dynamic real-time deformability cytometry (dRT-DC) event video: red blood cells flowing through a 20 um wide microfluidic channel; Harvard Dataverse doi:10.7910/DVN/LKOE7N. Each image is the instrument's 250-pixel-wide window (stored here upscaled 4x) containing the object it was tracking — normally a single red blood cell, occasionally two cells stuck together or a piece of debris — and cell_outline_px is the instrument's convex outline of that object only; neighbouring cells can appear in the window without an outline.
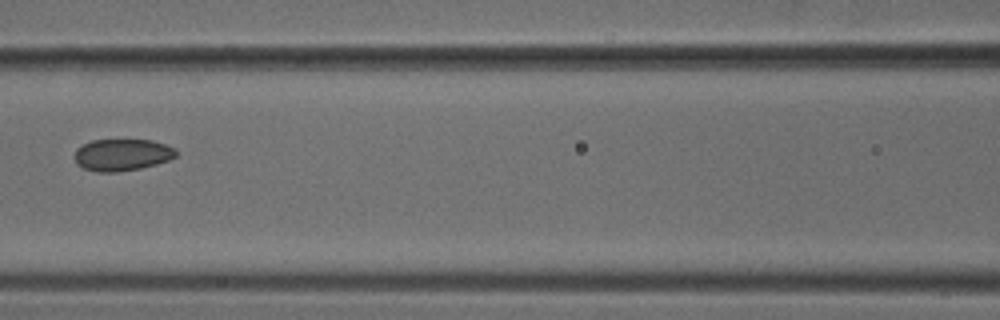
{"species": "common noctule bat (a hibernating species)", "species_latin": "Nyctalus noctula", "temperature_condition": "cold", "stored_images_in_passage": 8, "camera_frame_rate_fps": 3000, "um_per_image_px": 0.085, "animal": {"sex": "male", "body_mass_g": 18.8}, "frame": {"image": 1, "passage_image": 6, "time_ms": 1.667, "image_size_px": [1000, 320], "cell_outline_px": [[176, 156], [168, 160], [156, 164], [140, 168], [116, 172], [96, 172], [84, 168], [76, 164], [76, 148], [92, 140], [152, 140], [176, 148]], "centroid_in_image_um": [10.38, 13.16], "position_along_channel_um": 156.2, "area_um2": 18.73}}
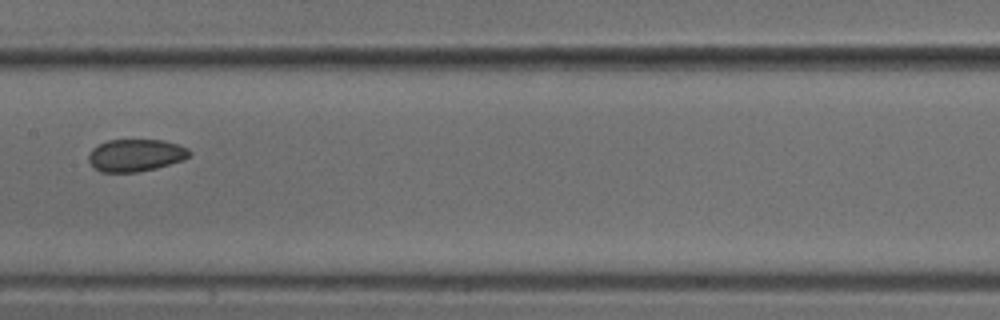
{"frame": {"image": 2, "passage_image": 7, "time_ms": 2.0, "image_size_px": [1000, 320], "cell_outline_px": [[192, 152], [184, 160], [156, 168], [136, 172], [100, 172], [88, 160], [88, 156], [92, 148], [108, 140], [164, 140], [188, 148]], "centroid_in_image_um": [11.54, 13.19], "position_along_channel_um": 195.9, "area_um2": 18.9}}
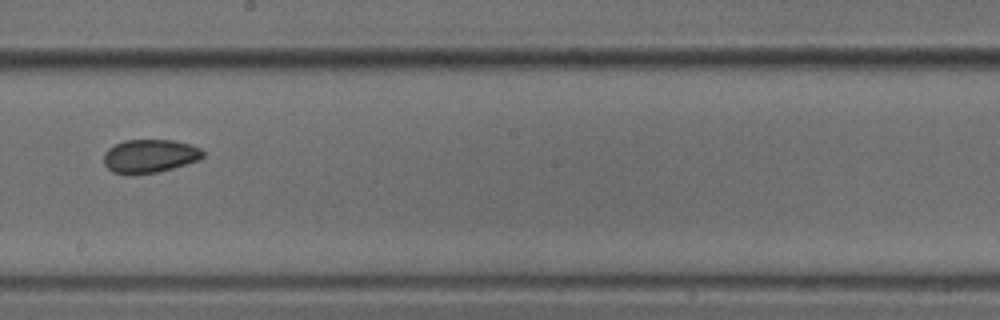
{"frame": {"image": 3, "passage_image": 8, "time_ms": 2.333, "image_size_px": [1000, 320], "cell_outline_px": [[204, 156], [200, 160], [172, 168], [156, 172], [132, 176], [112, 172], [104, 164], [104, 152], [108, 148], [124, 140], [172, 140], [192, 144], [200, 148], [204, 152]], "centroid_in_image_um": [12.72, 13.27], "position_along_channel_um": 235.5, "area_um2": 19.59}}